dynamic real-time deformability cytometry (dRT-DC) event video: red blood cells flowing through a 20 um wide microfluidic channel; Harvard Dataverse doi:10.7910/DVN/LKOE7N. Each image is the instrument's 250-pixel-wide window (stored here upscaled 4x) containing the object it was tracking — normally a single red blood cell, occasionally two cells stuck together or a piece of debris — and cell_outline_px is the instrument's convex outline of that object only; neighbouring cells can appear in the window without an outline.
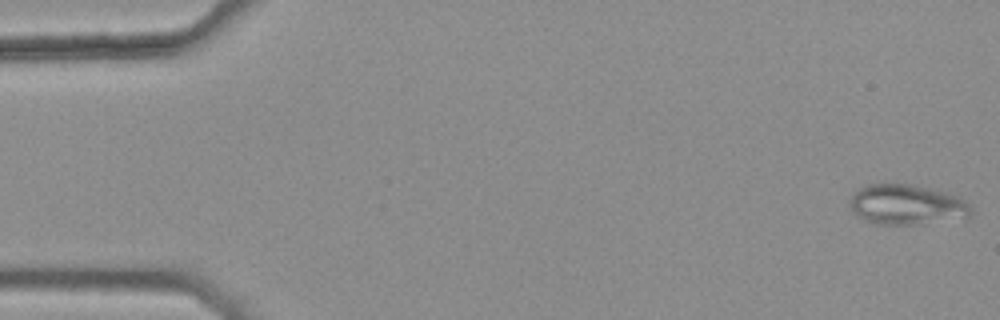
{"species": "common noctule bat (a hibernating species)", "species_latin": "Nyctalus noctula", "temperature_condition": "warm", "stored_images_in_passage": 45, "camera_frame_rate_fps": 3000, "um_per_image_px": 0.085, "animal": {"sex": "female", "body_mass_g": 25.1}, "frame": {"image": 1, "passage_image": 1, "time_ms": 0.0, "image_size_px": [1000, 320], "cell_outline_px": [[972, 216], [916, 224], [880, 224], [868, 220], [852, 212], [848, 204], [848, 200], [860, 188], [868, 184], [908, 184], [932, 188], [956, 196], [964, 200], [972, 208]], "centroid_in_image_um": [77.06, 17.38], "position_along_channel_um": 7.9, "area_um2": 27.98}}
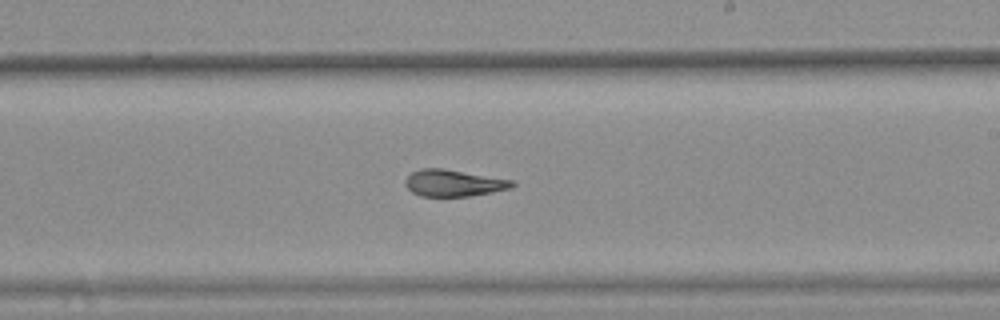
{"frame": {"image": 2, "passage_image": 31, "time_ms": 10.0, "image_size_px": [1000, 320], "cell_outline_px": [[516, 184], [512, 188], [492, 192], [468, 196], [420, 196], [412, 192], [404, 184], [404, 180], [412, 172], [420, 168], [444, 168], [516, 180]], "centroid_in_image_um": [38.59, 15.54], "position_along_channel_um": 250.4, "area_um2": 16.88}}
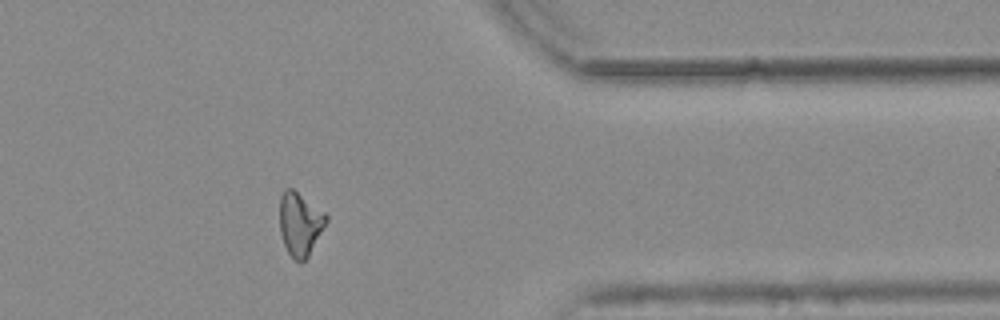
{"frame": {"image": 3, "passage_image": 43, "time_ms": 14.0, "image_size_px": [1000, 320], "cell_outline_px": [[328, 220], [308, 256], [300, 264], [288, 252], [284, 244], [280, 232], [280, 196], [284, 188], [292, 188], [324, 212], [328, 216]], "centroid_in_image_um": [25.49, 19.02], "position_along_channel_um": 385.9, "area_um2": 16.99}, "authors_computed_cell_mechanics": {"area_um2": 17.34, "velocity_mm_per_s": 3.8018, "shape_relaxation_time_tau1_ms": null, "shape_relaxation_time_tau2_ms": 4.0801, "deformation_change_tau1": null, "deformation_change_tau2": 0.0804}}